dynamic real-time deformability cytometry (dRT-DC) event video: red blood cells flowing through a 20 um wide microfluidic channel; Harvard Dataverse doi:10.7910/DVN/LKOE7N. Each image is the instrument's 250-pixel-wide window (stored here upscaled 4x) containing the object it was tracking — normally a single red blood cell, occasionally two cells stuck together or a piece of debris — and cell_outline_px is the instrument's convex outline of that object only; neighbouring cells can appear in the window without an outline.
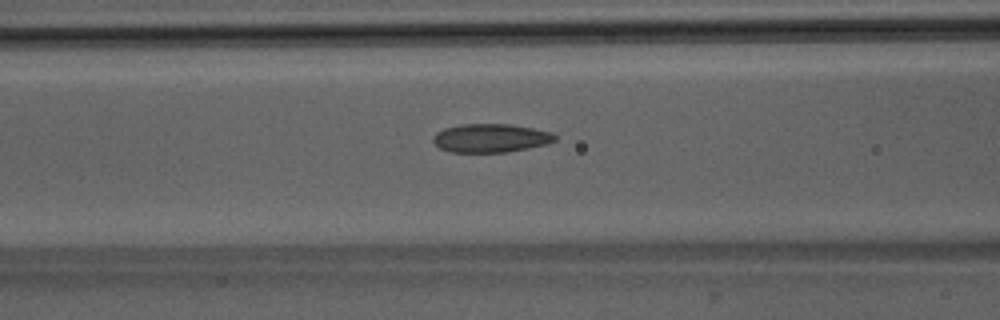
{"species": "Egyptian fruit bat (a non-hibernating species)", "species_latin": "Rousettus aegyptiacus", "temperature_condition": "room temperature", "stored_images_in_passage": 49, "camera_frame_rate_fps": 3000, "um_per_image_px": 0.085, "animal": {"sex": "male"}, "frame": {"image": 1, "passage_image": 21, "time_ms": 6.667, "image_size_px": [1000, 320], "cell_outline_px": [[556, 140], [548, 144], [508, 152], [452, 152], [440, 148], [432, 140], [436, 132], [444, 128], [460, 124], [508, 124], [532, 128], [552, 132], [556, 136]], "centroid_in_image_um": [41.72, 11.73], "position_along_channel_um": 124.9, "area_um2": 20.29}}
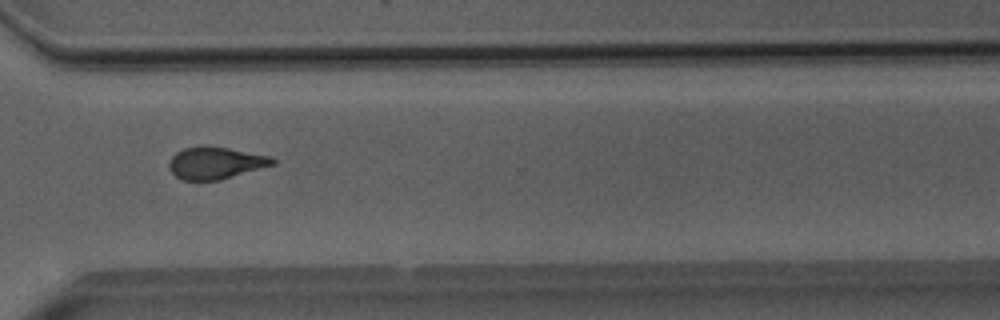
{"frame": {"image": 2, "passage_image": 38, "time_ms": 12.333, "image_size_px": [1000, 320], "cell_outline_px": [[276, 164], [220, 180], [180, 180], [168, 168], [168, 164], [172, 156], [176, 152], [184, 148], [200, 144], [208, 144], [272, 156], [276, 160]], "centroid_in_image_um": [18.32, 13.82], "position_along_channel_um": 352.3, "area_um2": 19.83}}
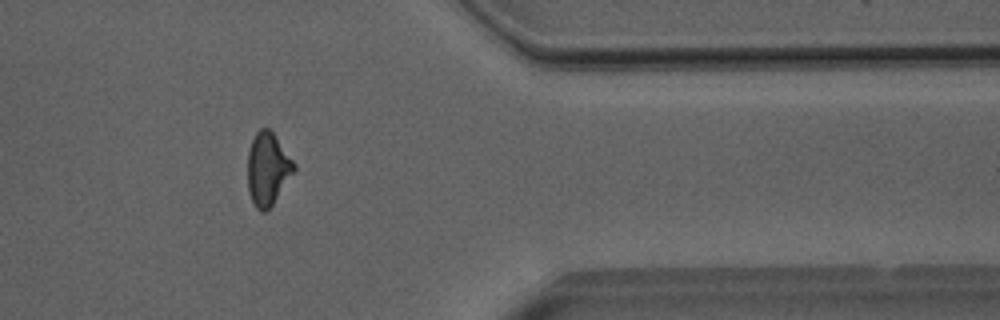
{"frame": {"image": 3, "passage_image": 42, "time_ms": 13.667, "image_size_px": [1000, 320], "cell_outline_px": [[296, 168], [272, 204], [264, 212], [260, 212], [256, 208], [248, 192], [248, 152], [252, 140], [256, 132], [260, 128], [268, 128], [276, 136], [296, 164]], "centroid_in_image_um": [22.75, 14.34], "position_along_channel_um": 388.7, "area_um2": 19.42}}